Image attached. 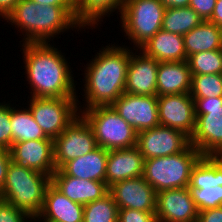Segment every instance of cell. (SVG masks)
I'll list each match as a JSON object with an SVG mask.
<instances>
[{"mask_svg":"<svg viewBox=\"0 0 222 222\" xmlns=\"http://www.w3.org/2000/svg\"><path fill=\"white\" fill-rule=\"evenodd\" d=\"M22 47L31 97H78L73 72L60 50L47 42L23 43Z\"/></svg>","mask_w":222,"mask_h":222,"instance_id":"cell-1","label":"cell"},{"mask_svg":"<svg viewBox=\"0 0 222 222\" xmlns=\"http://www.w3.org/2000/svg\"><path fill=\"white\" fill-rule=\"evenodd\" d=\"M111 46L102 47L86 65L85 79H83L85 81L83 110L112 105L125 91L132 50L124 47L125 45Z\"/></svg>","mask_w":222,"mask_h":222,"instance_id":"cell-2","label":"cell"},{"mask_svg":"<svg viewBox=\"0 0 222 222\" xmlns=\"http://www.w3.org/2000/svg\"><path fill=\"white\" fill-rule=\"evenodd\" d=\"M4 19L19 28L22 35L25 33L23 43H49L61 32L80 29L75 21V5H41L20 0Z\"/></svg>","mask_w":222,"mask_h":222,"instance_id":"cell-3","label":"cell"},{"mask_svg":"<svg viewBox=\"0 0 222 222\" xmlns=\"http://www.w3.org/2000/svg\"><path fill=\"white\" fill-rule=\"evenodd\" d=\"M51 176L10 162L0 198L25 211L32 219L40 214Z\"/></svg>","mask_w":222,"mask_h":222,"instance_id":"cell-4","label":"cell"},{"mask_svg":"<svg viewBox=\"0 0 222 222\" xmlns=\"http://www.w3.org/2000/svg\"><path fill=\"white\" fill-rule=\"evenodd\" d=\"M202 156L189 144L177 154L145 160L143 177L156 193L188 187L192 168Z\"/></svg>","mask_w":222,"mask_h":222,"instance_id":"cell-5","label":"cell"},{"mask_svg":"<svg viewBox=\"0 0 222 222\" xmlns=\"http://www.w3.org/2000/svg\"><path fill=\"white\" fill-rule=\"evenodd\" d=\"M79 112L91 126L98 147L110 151L136 146L137 131L118 114L112 105L85 110L80 108Z\"/></svg>","mask_w":222,"mask_h":222,"instance_id":"cell-6","label":"cell"},{"mask_svg":"<svg viewBox=\"0 0 222 222\" xmlns=\"http://www.w3.org/2000/svg\"><path fill=\"white\" fill-rule=\"evenodd\" d=\"M166 7L160 0H129L124 3L120 16V25L128 40L137 47L136 51L146 44L162 29Z\"/></svg>","mask_w":222,"mask_h":222,"instance_id":"cell-7","label":"cell"},{"mask_svg":"<svg viewBox=\"0 0 222 222\" xmlns=\"http://www.w3.org/2000/svg\"><path fill=\"white\" fill-rule=\"evenodd\" d=\"M192 99L196 123L190 144L203 156H222V97Z\"/></svg>","mask_w":222,"mask_h":222,"instance_id":"cell-8","label":"cell"},{"mask_svg":"<svg viewBox=\"0 0 222 222\" xmlns=\"http://www.w3.org/2000/svg\"><path fill=\"white\" fill-rule=\"evenodd\" d=\"M198 211L222 206V156H202L188 185Z\"/></svg>","mask_w":222,"mask_h":222,"instance_id":"cell-9","label":"cell"},{"mask_svg":"<svg viewBox=\"0 0 222 222\" xmlns=\"http://www.w3.org/2000/svg\"><path fill=\"white\" fill-rule=\"evenodd\" d=\"M29 102L28 108L35 122L45 135L53 140L80 115L78 109L82 107L79 105L78 97H31Z\"/></svg>","mask_w":222,"mask_h":222,"instance_id":"cell-10","label":"cell"},{"mask_svg":"<svg viewBox=\"0 0 222 222\" xmlns=\"http://www.w3.org/2000/svg\"><path fill=\"white\" fill-rule=\"evenodd\" d=\"M97 147L91 126L80 114L53 140L56 170L61 169L68 161L86 155Z\"/></svg>","mask_w":222,"mask_h":222,"instance_id":"cell-11","label":"cell"},{"mask_svg":"<svg viewBox=\"0 0 222 222\" xmlns=\"http://www.w3.org/2000/svg\"><path fill=\"white\" fill-rule=\"evenodd\" d=\"M190 144V138L183 132L158 125L137 134L136 147L145 160L182 152Z\"/></svg>","mask_w":222,"mask_h":222,"instance_id":"cell-12","label":"cell"},{"mask_svg":"<svg viewBox=\"0 0 222 222\" xmlns=\"http://www.w3.org/2000/svg\"><path fill=\"white\" fill-rule=\"evenodd\" d=\"M112 106L137 133L160 125L157 96H140L124 92Z\"/></svg>","mask_w":222,"mask_h":222,"instance_id":"cell-13","label":"cell"},{"mask_svg":"<svg viewBox=\"0 0 222 222\" xmlns=\"http://www.w3.org/2000/svg\"><path fill=\"white\" fill-rule=\"evenodd\" d=\"M157 99L160 125L179 130L190 138L196 123L190 93L157 96Z\"/></svg>","mask_w":222,"mask_h":222,"instance_id":"cell-14","label":"cell"},{"mask_svg":"<svg viewBox=\"0 0 222 222\" xmlns=\"http://www.w3.org/2000/svg\"><path fill=\"white\" fill-rule=\"evenodd\" d=\"M198 214L188 187L163 190L156 194L157 222H197Z\"/></svg>","mask_w":222,"mask_h":222,"instance_id":"cell-15","label":"cell"},{"mask_svg":"<svg viewBox=\"0 0 222 222\" xmlns=\"http://www.w3.org/2000/svg\"><path fill=\"white\" fill-rule=\"evenodd\" d=\"M109 194L119 209H136L155 213L156 191L143 176L126 179L109 186Z\"/></svg>","mask_w":222,"mask_h":222,"instance_id":"cell-16","label":"cell"},{"mask_svg":"<svg viewBox=\"0 0 222 222\" xmlns=\"http://www.w3.org/2000/svg\"><path fill=\"white\" fill-rule=\"evenodd\" d=\"M9 150L14 163L49 176L56 171L53 139L16 142Z\"/></svg>","mask_w":222,"mask_h":222,"instance_id":"cell-17","label":"cell"},{"mask_svg":"<svg viewBox=\"0 0 222 222\" xmlns=\"http://www.w3.org/2000/svg\"><path fill=\"white\" fill-rule=\"evenodd\" d=\"M137 53L131 52L124 92L140 96H157L159 62L147 56L142 50L135 55Z\"/></svg>","mask_w":222,"mask_h":222,"instance_id":"cell-18","label":"cell"},{"mask_svg":"<svg viewBox=\"0 0 222 222\" xmlns=\"http://www.w3.org/2000/svg\"><path fill=\"white\" fill-rule=\"evenodd\" d=\"M51 183L71 201L82 205L99 200L109 193L106 182L66 176L60 169L52 174Z\"/></svg>","mask_w":222,"mask_h":222,"instance_id":"cell-19","label":"cell"},{"mask_svg":"<svg viewBox=\"0 0 222 222\" xmlns=\"http://www.w3.org/2000/svg\"><path fill=\"white\" fill-rule=\"evenodd\" d=\"M83 212L84 205L71 201L50 183L45 192L43 208L33 222H83Z\"/></svg>","mask_w":222,"mask_h":222,"instance_id":"cell-20","label":"cell"},{"mask_svg":"<svg viewBox=\"0 0 222 222\" xmlns=\"http://www.w3.org/2000/svg\"><path fill=\"white\" fill-rule=\"evenodd\" d=\"M144 161L136 146L108 151L106 185L143 176Z\"/></svg>","mask_w":222,"mask_h":222,"instance_id":"cell-21","label":"cell"},{"mask_svg":"<svg viewBox=\"0 0 222 222\" xmlns=\"http://www.w3.org/2000/svg\"><path fill=\"white\" fill-rule=\"evenodd\" d=\"M191 81L188 61L159 62L157 96L190 93Z\"/></svg>","mask_w":222,"mask_h":222,"instance_id":"cell-22","label":"cell"},{"mask_svg":"<svg viewBox=\"0 0 222 222\" xmlns=\"http://www.w3.org/2000/svg\"><path fill=\"white\" fill-rule=\"evenodd\" d=\"M107 158L108 150L97 147L86 155L68 161L60 170L66 176L106 182Z\"/></svg>","mask_w":222,"mask_h":222,"instance_id":"cell-23","label":"cell"},{"mask_svg":"<svg viewBox=\"0 0 222 222\" xmlns=\"http://www.w3.org/2000/svg\"><path fill=\"white\" fill-rule=\"evenodd\" d=\"M139 50H142L147 56L154 58L158 62H180L188 60L184 48L183 35L173 34L162 29Z\"/></svg>","mask_w":222,"mask_h":222,"instance_id":"cell-24","label":"cell"},{"mask_svg":"<svg viewBox=\"0 0 222 222\" xmlns=\"http://www.w3.org/2000/svg\"><path fill=\"white\" fill-rule=\"evenodd\" d=\"M124 7L123 0H75V21L84 29L85 26H98V22H103V17H107L117 9L121 15Z\"/></svg>","mask_w":222,"mask_h":222,"instance_id":"cell-25","label":"cell"},{"mask_svg":"<svg viewBox=\"0 0 222 222\" xmlns=\"http://www.w3.org/2000/svg\"><path fill=\"white\" fill-rule=\"evenodd\" d=\"M187 58L199 52L222 49V28L209 21L183 35Z\"/></svg>","mask_w":222,"mask_h":222,"instance_id":"cell-26","label":"cell"},{"mask_svg":"<svg viewBox=\"0 0 222 222\" xmlns=\"http://www.w3.org/2000/svg\"><path fill=\"white\" fill-rule=\"evenodd\" d=\"M11 107L12 144L16 142L51 139L35 122L29 108L14 109Z\"/></svg>","mask_w":222,"mask_h":222,"instance_id":"cell-27","label":"cell"},{"mask_svg":"<svg viewBox=\"0 0 222 222\" xmlns=\"http://www.w3.org/2000/svg\"><path fill=\"white\" fill-rule=\"evenodd\" d=\"M203 21L189 6L166 8L163 16L162 30L173 34L185 35Z\"/></svg>","mask_w":222,"mask_h":222,"instance_id":"cell-28","label":"cell"},{"mask_svg":"<svg viewBox=\"0 0 222 222\" xmlns=\"http://www.w3.org/2000/svg\"><path fill=\"white\" fill-rule=\"evenodd\" d=\"M119 208L108 193L103 198L84 205L83 222H118Z\"/></svg>","mask_w":222,"mask_h":222,"instance_id":"cell-29","label":"cell"},{"mask_svg":"<svg viewBox=\"0 0 222 222\" xmlns=\"http://www.w3.org/2000/svg\"><path fill=\"white\" fill-rule=\"evenodd\" d=\"M187 61L192 75L222 74V49L192 54Z\"/></svg>","mask_w":222,"mask_h":222,"instance_id":"cell-30","label":"cell"},{"mask_svg":"<svg viewBox=\"0 0 222 222\" xmlns=\"http://www.w3.org/2000/svg\"><path fill=\"white\" fill-rule=\"evenodd\" d=\"M192 98L222 97V74L192 75Z\"/></svg>","mask_w":222,"mask_h":222,"instance_id":"cell-31","label":"cell"},{"mask_svg":"<svg viewBox=\"0 0 222 222\" xmlns=\"http://www.w3.org/2000/svg\"><path fill=\"white\" fill-rule=\"evenodd\" d=\"M12 147L11 105L0 103V148Z\"/></svg>","mask_w":222,"mask_h":222,"instance_id":"cell-32","label":"cell"},{"mask_svg":"<svg viewBox=\"0 0 222 222\" xmlns=\"http://www.w3.org/2000/svg\"><path fill=\"white\" fill-rule=\"evenodd\" d=\"M27 218L32 222V217L25 211L0 198V222H30Z\"/></svg>","mask_w":222,"mask_h":222,"instance_id":"cell-33","label":"cell"},{"mask_svg":"<svg viewBox=\"0 0 222 222\" xmlns=\"http://www.w3.org/2000/svg\"><path fill=\"white\" fill-rule=\"evenodd\" d=\"M118 222H157L155 213L136 209H119Z\"/></svg>","mask_w":222,"mask_h":222,"instance_id":"cell-34","label":"cell"},{"mask_svg":"<svg viewBox=\"0 0 222 222\" xmlns=\"http://www.w3.org/2000/svg\"><path fill=\"white\" fill-rule=\"evenodd\" d=\"M217 0H190L192 8L204 21H208L213 13Z\"/></svg>","mask_w":222,"mask_h":222,"instance_id":"cell-35","label":"cell"},{"mask_svg":"<svg viewBox=\"0 0 222 222\" xmlns=\"http://www.w3.org/2000/svg\"><path fill=\"white\" fill-rule=\"evenodd\" d=\"M11 161L10 150L6 148H0V192L3 189L7 176V170Z\"/></svg>","mask_w":222,"mask_h":222,"instance_id":"cell-36","label":"cell"},{"mask_svg":"<svg viewBox=\"0 0 222 222\" xmlns=\"http://www.w3.org/2000/svg\"><path fill=\"white\" fill-rule=\"evenodd\" d=\"M197 222H222V206L199 211Z\"/></svg>","mask_w":222,"mask_h":222,"instance_id":"cell-37","label":"cell"},{"mask_svg":"<svg viewBox=\"0 0 222 222\" xmlns=\"http://www.w3.org/2000/svg\"><path fill=\"white\" fill-rule=\"evenodd\" d=\"M208 21L222 28V0H217L212 16Z\"/></svg>","mask_w":222,"mask_h":222,"instance_id":"cell-38","label":"cell"},{"mask_svg":"<svg viewBox=\"0 0 222 222\" xmlns=\"http://www.w3.org/2000/svg\"><path fill=\"white\" fill-rule=\"evenodd\" d=\"M20 0H0V17L3 19Z\"/></svg>","mask_w":222,"mask_h":222,"instance_id":"cell-39","label":"cell"},{"mask_svg":"<svg viewBox=\"0 0 222 222\" xmlns=\"http://www.w3.org/2000/svg\"><path fill=\"white\" fill-rule=\"evenodd\" d=\"M166 8H178L189 6L190 0H160Z\"/></svg>","mask_w":222,"mask_h":222,"instance_id":"cell-40","label":"cell"},{"mask_svg":"<svg viewBox=\"0 0 222 222\" xmlns=\"http://www.w3.org/2000/svg\"><path fill=\"white\" fill-rule=\"evenodd\" d=\"M41 5H75V0H30Z\"/></svg>","mask_w":222,"mask_h":222,"instance_id":"cell-41","label":"cell"}]
</instances>
